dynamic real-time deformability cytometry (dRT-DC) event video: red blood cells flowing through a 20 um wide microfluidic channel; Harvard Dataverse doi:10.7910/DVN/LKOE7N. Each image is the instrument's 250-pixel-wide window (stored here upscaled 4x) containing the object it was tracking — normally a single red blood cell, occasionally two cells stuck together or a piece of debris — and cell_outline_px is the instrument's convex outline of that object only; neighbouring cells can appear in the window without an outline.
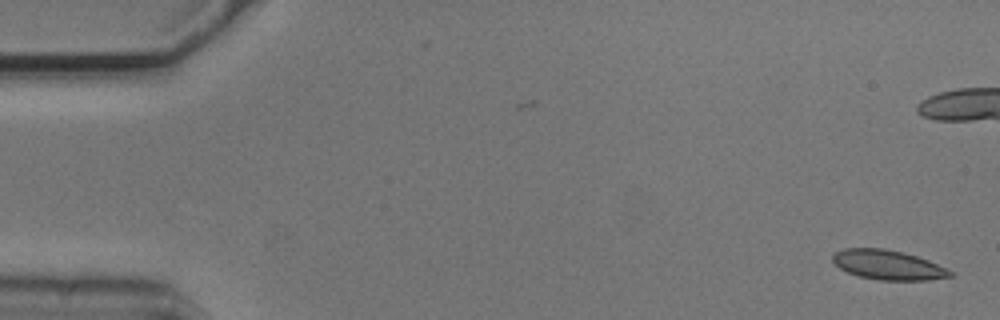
{"species": "common noctule bat (a hibernating species)", "species_latin": "Nyctalus noctula", "temperature_condition": "cold", "stored_images_in_passage": 54, "camera_frame_rate_fps": 3000, "um_per_image_px": 0.085, "animal": {"sex": "male", "body_mass_g": 20.5, "forearm_length_mm": 52.5}, "frame": {"image": 1, "passage_image": 1, "time_ms": 0.0, "image_size_px": [1000, 320], "cell_outline_px": [[952, 276], [928, 280], [880, 280], [860, 276], [848, 272], [840, 268], [832, 260], [832, 256], [836, 252], [844, 248], [884, 248], [904, 252], [928, 260], [952, 272]], "centroid_in_image_um": [75.45, 22.51], "position_along_channel_um": 9.5, "area_um2": 20.0}}
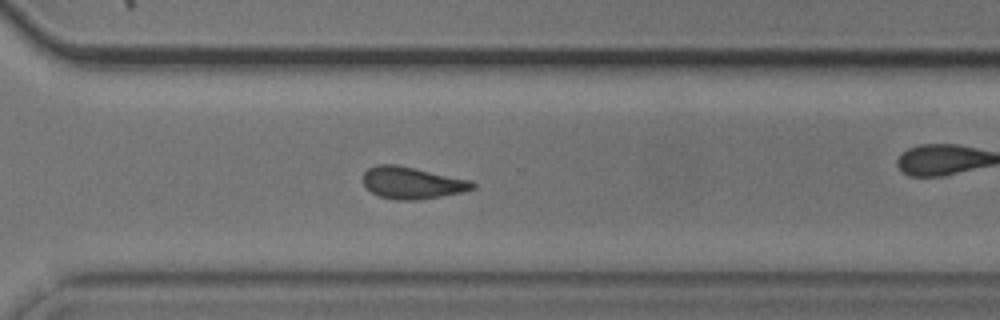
{"frame": {"image": 2, "passage_image": 38, "time_ms": 12.333, "image_size_px": [1000, 320], "cell_outline_px": [[476, 188], [464, 192], [416, 200], [396, 200], [380, 196], [372, 192], [364, 184], [364, 172], [368, 168], [376, 164], [396, 164], [416, 168], [472, 180], [476, 184]], "centroid_in_image_um": [35.07, 15.53], "position_along_channel_um": 335.5, "area_um2": 20.46}}
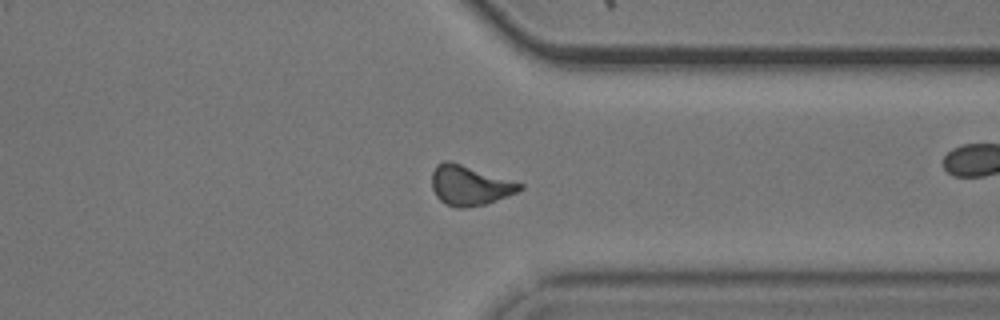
{"frame": {"image": 3, "passage_image": 41, "time_ms": 13.333, "image_size_px": [1000, 320], "cell_outline_px": [[524, 188], [508, 196], [484, 204], [464, 208], [456, 208], [444, 204], [436, 196], [432, 188], [432, 172], [436, 164], [444, 160], [452, 160], [524, 184]], "centroid_in_image_um": [39.9, 15.74], "position_along_channel_um": 371.5, "area_um2": 20.69}, "authors_computed_cell_mechanics": {"area_um2": 20.519, "velocity_mm_per_s": 3.7109, "shape_relaxation_time_tau1_ms": 8.4507, "shape_relaxation_time_tau2_ms": 3.7156, "deformation_change_tau1": 0.1371, "deformation_change_tau2": 0.0843}}